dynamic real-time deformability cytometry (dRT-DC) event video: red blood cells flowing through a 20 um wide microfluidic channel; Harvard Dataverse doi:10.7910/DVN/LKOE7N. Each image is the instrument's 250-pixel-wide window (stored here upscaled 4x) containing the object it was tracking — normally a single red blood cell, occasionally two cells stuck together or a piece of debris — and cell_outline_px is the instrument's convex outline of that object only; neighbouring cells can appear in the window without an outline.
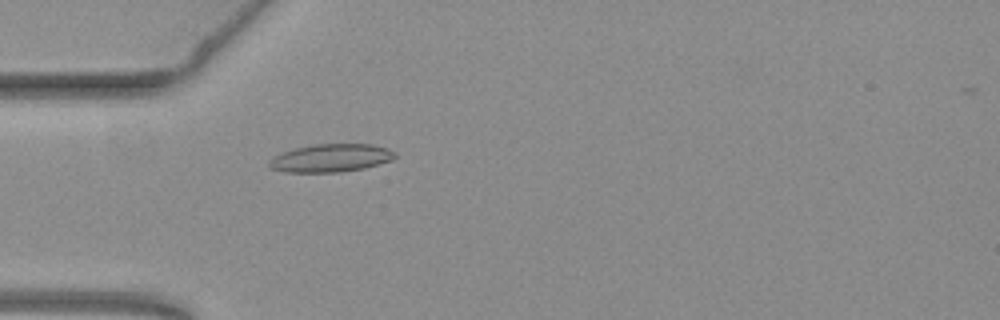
{"species": "common noctule bat (a hibernating species)", "species_latin": "Nyctalus noctula", "temperature_condition": "warm", "stored_images_in_passage": 25, "camera_frame_rate_fps": 3000, "um_per_image_px": 0.085, "animal": {"sex": "female", "body_mass_g": 19.3, "forearm_length_mm": 54.1}, "frame": {"image": 1, "passage_image": 4, "time_ms": 1.0, "image_size_px": [1000, 320], "cell_outline_px": [[396, 156], [392, 160], [364, 168], [340, 172], [284, 172], [268, 168], [268, 160], [284, 152], [296, 148], [312, 144], [372, 144], [388, 148], [396, 152]], "centroid_in_image_um": [28.13, 13.43], "position_along_channel_um": 56.9, "area_um2": 20.58}}
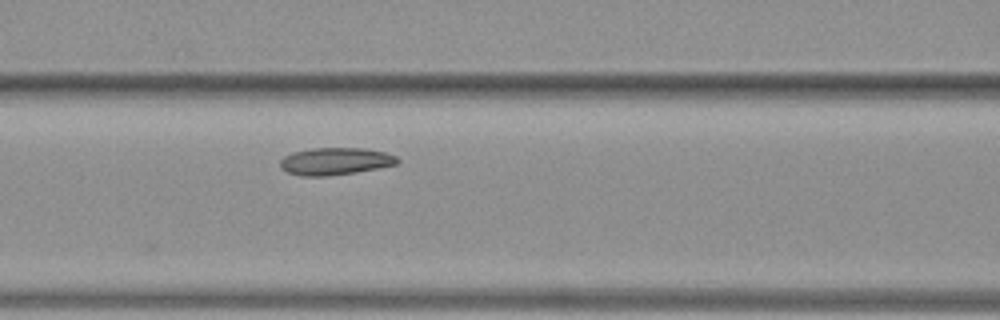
{"frame": {"image": 2, "passage_image": 11, "time_ms": 3.333, "image_size_px": [1000, 320], "cell_outline_px": [[400, 160], [396, 164], [356, 172], [328, 176], [300, 176], [288, 172], [280, 168], [280, 160], [284, 156], [292, 152], [312, 148], [364, 148], [384, 152], [396, 156]], "centroid_in_image_um": [28.46, 13.7], "position_along_channel_um": 138.1, "area_um2": 18.61}}
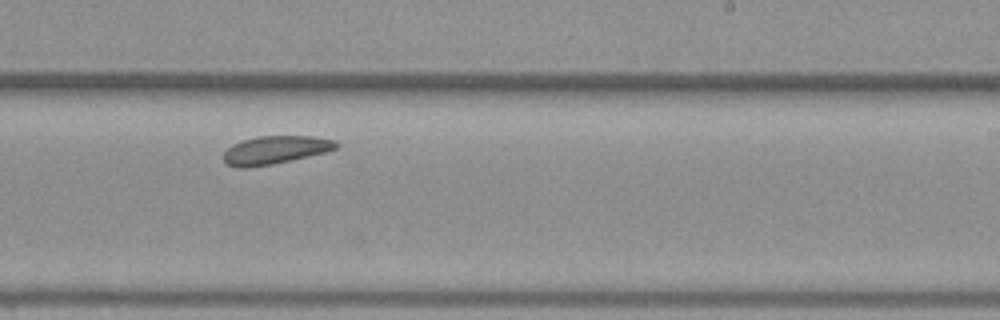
{"frame": {"image": 3, "passage_image": 22, "time_ms": 7.0, "image_size_px": [1000, 320], "cell_outline_px": [[340, 144], [336, 148], [324, 152], [272, 164], [244, 168], [236, 168], [224, 164], [224, 152], [232, 144], [256, 136], [312, 136], [336, 140]], "centroid_in_image_um": [23.36, 12.74], "position_along_channel_um": 265.6, "area_um2": 18.38}}